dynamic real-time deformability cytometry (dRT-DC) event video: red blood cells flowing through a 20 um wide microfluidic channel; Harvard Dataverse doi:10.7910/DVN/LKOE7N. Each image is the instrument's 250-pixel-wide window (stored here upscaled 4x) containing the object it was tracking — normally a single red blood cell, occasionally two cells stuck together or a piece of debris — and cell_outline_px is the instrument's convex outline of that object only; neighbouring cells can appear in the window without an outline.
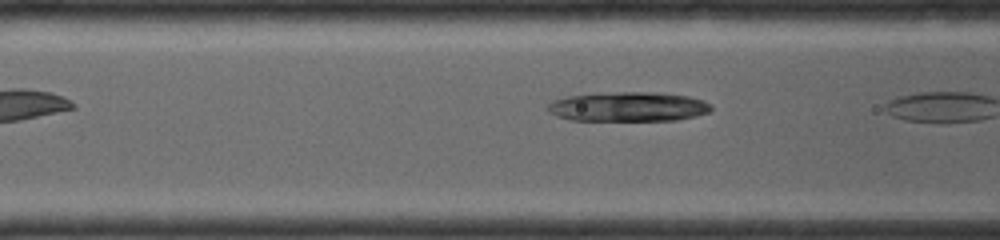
{"species": "common noctule bat (a hibernating species)", "species_latin": "Nyctalus noctula", "temperature_condition": "room temperature", "stored_images_in_passage": 3, "camera_frame_rate_fps": 4000, "um_per_image_px": 0.085, "animal": {"sex": "female", "body_mass_g": 19.0, "forearm_length_mm": 56.7}, "frame": {"image": 1, "passage_image": 3, "time_ms": 2.0, "image_size_px": [1000, 240], "cell_outline_px": [[712, 108], [708, 112], [696, 116], [676, 120], [568, 120], [556, 116], [548, 112], [548, 104], [552, 100], [568, 96], [616, 92], [660, 92], [688, 96], [704, 100], [712, 104]], "centroid_in_image_um": [53.41, 9.07], "position_along_channel_um": 113.2, "area_um2": 28.21}}